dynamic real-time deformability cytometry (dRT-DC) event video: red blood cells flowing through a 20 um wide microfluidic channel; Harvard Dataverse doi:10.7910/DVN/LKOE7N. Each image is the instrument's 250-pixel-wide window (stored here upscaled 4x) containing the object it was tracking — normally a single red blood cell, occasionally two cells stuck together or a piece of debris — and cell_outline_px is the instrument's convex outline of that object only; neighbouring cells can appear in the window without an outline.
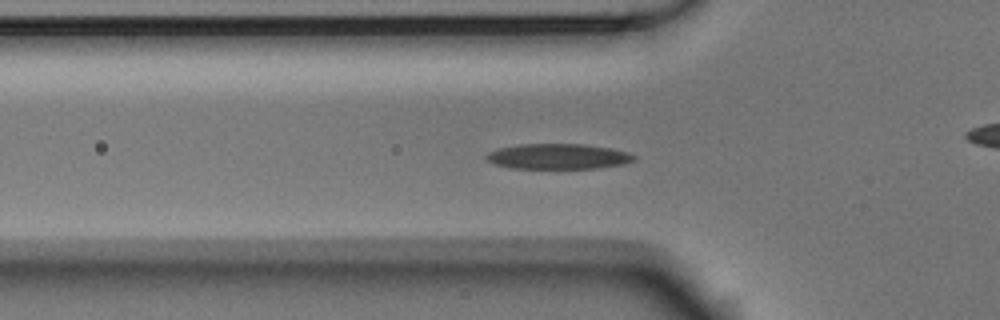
{"species": "Egyptian fruit bat (a non-hibernating species)", "species_latin": "Rousettus aegyptiacus", "temperature_condition": "room temperature", "stored_images_in_passage": 44, "camera_frame_rate_fps": 3000, "um_per_image_px": 0.085, "animal": {"sex": "male"}, "frame": {"image": 1, "passage_image": 17, "time_ms": 5.333, "image_size_px": [1000, 320], "cell_outline_px": [[636, 160], [624, 164], [596, 168], [512, 168], [496, 164], [484, 160], [484, 156], [488, 152], [496, 148], [520, 144], [584, 144], [612, 148], [628, 152], [636, 156]], "centroid_in_image_um": [47.43, 13.29], "position_along_channel_um": 78.4, "area_um2": 22.02}}
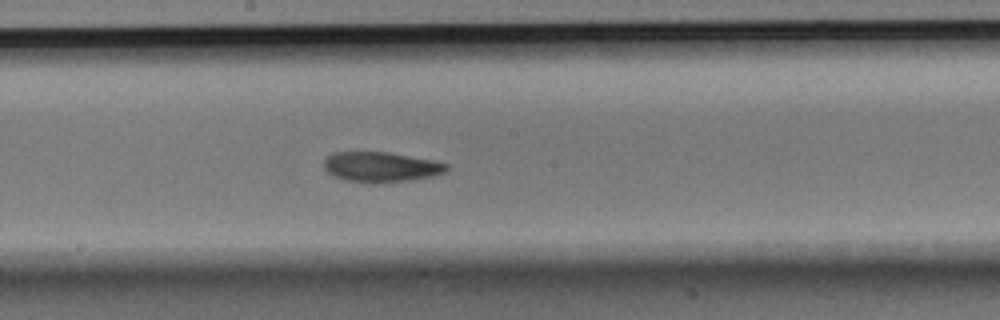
{"frame": {"image": 2, "passage_image": 28, "time_ms": 9.0, "image_size_px": [1000, 320], "cell_outline_px": [[448, 172], [436, 176], [408, 180], [344, 180], [328, 172], [324, 168], [324, 160], [328, 156], [336, 152], [388, 152], [432, 160], [448, 164]], "centroid_in_image_um": [32.44, 14.15], "position_along_channel_um": 215.8, "area_um2": 20.69}}
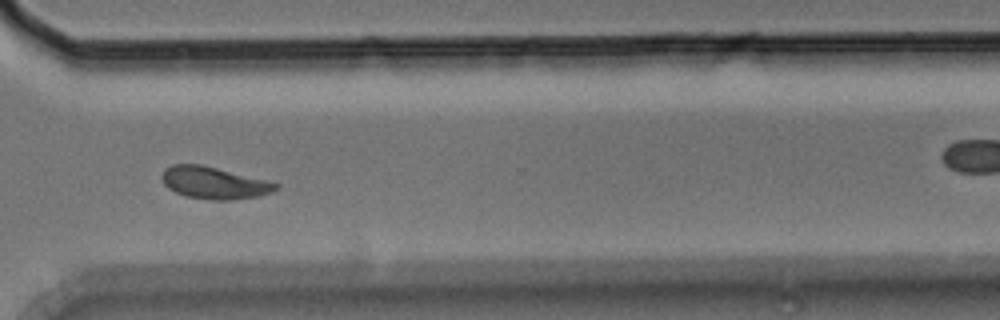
{"frame": {"image": 3, "passage_image": 39, "time_ms": 12.667, "image_size_px": [1000, 320], "cell_outline_px": [[280, 188], [272, 192], [260, 196], [232, 200], [208, 200], [184, 196], [168, 188], [164, 184], [160, 176], [164, 168], [172, 164], [200, 164], [280, 184]], "centroid_in_image_um": [18.16, 15.55], "position_along_channel_um": 352.4, "area_um2": 21.33}, "authors_computed_cell_mechanics": {"area_um2": 21.5016, "velocity_mm_per_s": 3.7242, "shape_relaxation_time_tau1_ms": 3.4715, "shape_relaxation_time_tau2_ms": 3.1913, "deformation_change_tau1": 0.1414, "deformation_change_tau2": 0.084}}